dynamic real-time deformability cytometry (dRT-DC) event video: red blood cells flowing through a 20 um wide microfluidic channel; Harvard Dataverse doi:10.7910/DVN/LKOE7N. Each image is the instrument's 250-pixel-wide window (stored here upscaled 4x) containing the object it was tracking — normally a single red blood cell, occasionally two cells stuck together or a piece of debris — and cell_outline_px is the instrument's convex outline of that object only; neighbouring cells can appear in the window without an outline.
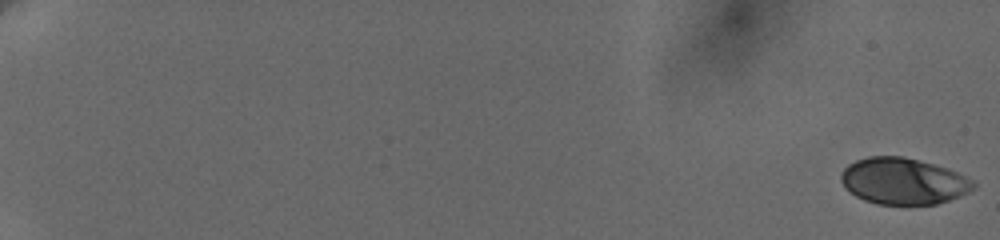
{"species": "human", "species_latin": "Homo sapiens", "temperature_condition": "cold", "stored_images_in_passage": 12, "camera_frame_rate_fps": 3000, "um_per_image_px": 0.085, "donor": {"sex": "female"}, "frame": {"image": 1, "passage_image": 1, "time_ms": 0.0, "image_size_px": [1000, 240], "cell_outline_px": [[976, 188], [960, 196], [936, 204], [876, 204], [864, 200], [856, 196], [844, 188], [840, 180], [840, 176], [844, 168], [848, 164], [856, 160], [868, 156], [904, 156], [920, 160], [948, 168], [972, 180], [976, 184]], "centroid_in_image_um": [76.76, 15.39], "position_along_channel_um": 8.2, "area_um2": 35.95}}
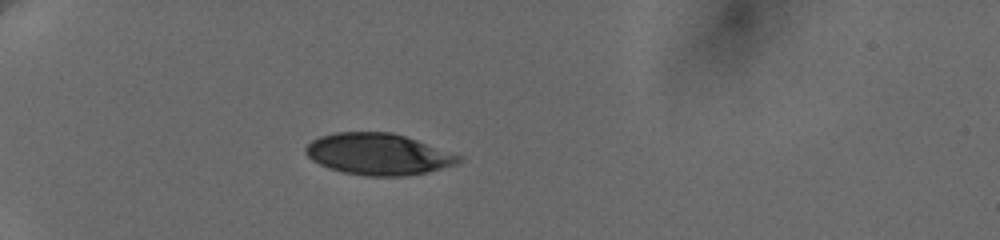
{"frame": {"image": 2, "passage_image": 9, "time_ms": 6.667, "image_size_px": [1000, 240], "cell_outline_px": [[460, 160], [456, 164], [428, 172], [400, 176], [368, 176], [344, 172], [328, 168], [312, 160], [304, 152], [304, 148], [312, 140], [320, 136], [336, 132], [392, 132], [416, 140], [460, 156]], "centroid_in_image_um": [32.09, 13.1], "position_along_channel_um": 52.9, "area_um2": 36.53}}
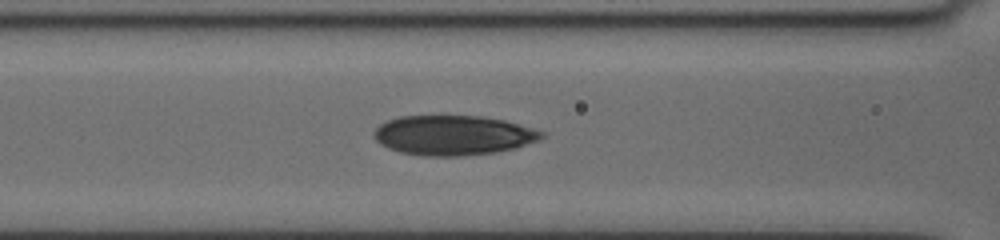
{"frame": {"image": 3, "passage_image": 12, "time_ms": 9.667, "image_size_px": [1000, 240], "cell_outline_px": [[544, 136], [540, 140], [512, 148], [496, 152], [460, 156], [424, 156], [400, 152], [388, 148], [380, 144], [372, 136], [372, 132], [380, 124], [388, 120], [400, 116], [484, 116], [504, 120], [532, 128], [544, 132]], "centroid_in_image_um": [38.48, 11.49], "position_along_channel_um": 128.1, "area_um2": 38.84}}